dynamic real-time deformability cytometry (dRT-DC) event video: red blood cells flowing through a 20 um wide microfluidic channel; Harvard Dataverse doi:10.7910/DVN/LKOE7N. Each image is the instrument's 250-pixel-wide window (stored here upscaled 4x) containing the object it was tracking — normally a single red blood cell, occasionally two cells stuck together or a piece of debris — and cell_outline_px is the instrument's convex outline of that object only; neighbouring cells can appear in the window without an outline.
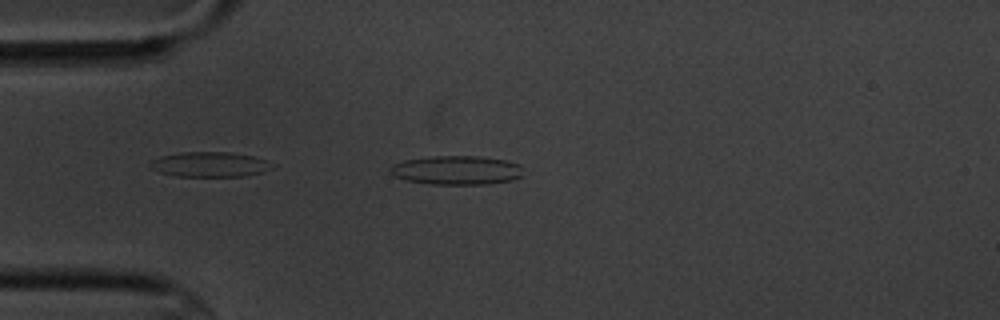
{"species": "common noctule bat (a hibernating species)", "species_latin": "Nyctalus noctula", "temperature_condition": "cold", "stored_images_in_passage": 8, "camera_frame_rate_fps": 3000, "um_per_image_px": 0.085, "animal": {"sex": "male", "body_mass_g": 20.1, "forearm_length_mm": 53.5}, "frame": {"image": 1, "passage_image": 5, "time_ms": 4.667, "image_size_px": [1000, 320], "cell_outline_px": [[520, 176], [512, 180], [488, 184], [432, 184], [404, 180], [392, 176], [388, 172], [388, 168], [392, 164], [404, 160], [432, 156], [480, 156], [504, 160], [520, 164]], "centroid_in_image_um": [38.72, 14.46], "position_along_channel_um": 46.3, "area_um2": 22.54}}
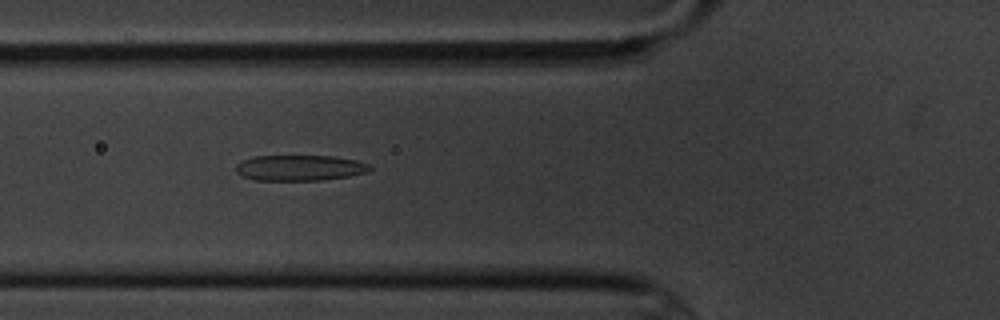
{"frame": {"image": 2, "passage_image": 7, "time_ms": 6.667, "image_size_px": [1000, 320], "cell_outline_px": [[372, 168], [368, 172], [348, 176], [320, 180], [252, 180], [240, 176], [236, 172], [236, 164], [244, 160], [256, 156], [332, 156], [356, 160], [368, 164]], "centroid_in_image_um": [25.45, 14.27], "position_along_channel_um": 100.4, "area_um2": 20.0}}
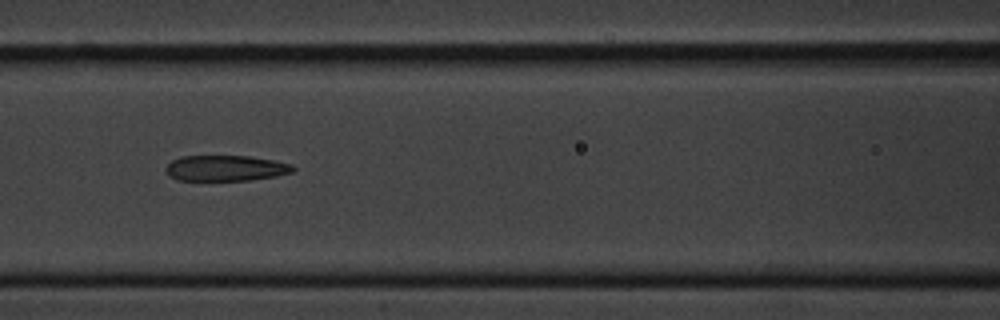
{"frame": {"image": 3, "passage_image": 8, "time_ms": 8.0, "image_size_px": [1000, 320], "cell_outline_px": [[296, 168], [292, 172], [276, 176], [252, 180], [176, 180], [168, 176], [164, 168], [172, 160], [180, 156], [248, 156], [272, 160], [292, 164]], "centroid_in_image_um": [19.15, 14.29], "position_along_channel_um": 147.4, "area_um2": 19.13}}